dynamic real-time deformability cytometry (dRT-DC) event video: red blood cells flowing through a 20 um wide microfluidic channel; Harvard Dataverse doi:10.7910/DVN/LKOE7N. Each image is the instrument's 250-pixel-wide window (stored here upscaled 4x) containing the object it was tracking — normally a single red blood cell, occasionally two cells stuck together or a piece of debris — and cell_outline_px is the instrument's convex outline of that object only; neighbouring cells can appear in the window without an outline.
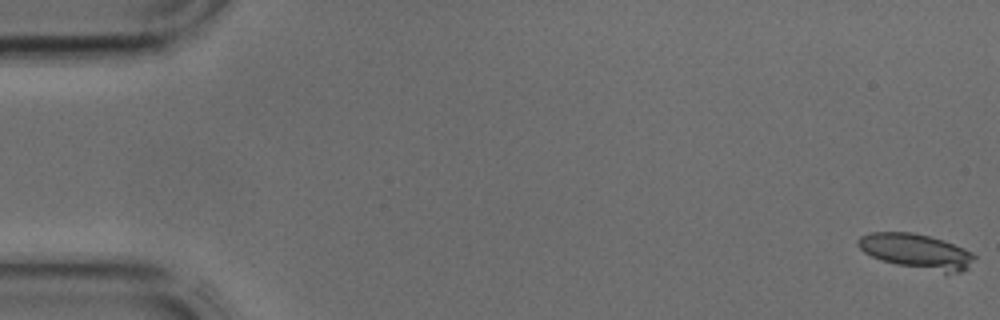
{"species": "common noctule bat (a hibernating species)", "species_latin": "Nyctalus noctula", "temperature_condition": "cold", "stored_images_in_passage": 11, "camera_frame_rate_fps": 3000, "um_per_image_px": 0.085, "animal": {"sex": "male", "body_mass_g": 17.9, "forearm_length_mm": 54.2}, "frame": {"image": 1, "passage_image": 1, "time_ms": 0.0, "image_size_px": [1000, 320], "cell_outline_px": [[976, 256], [968, 268], [960, 272], [944, 272], [896, 264], [880, 260], [864, 252], [856, 244], [856, 240], [860, 236], [872, 232], [912, 232], [928, 236], [964, 248], [972, 252]], "centroid_in_image_um": [77.86, 21.35], "position_along_channel_um": 7.1, "area_um2": 23.35}}
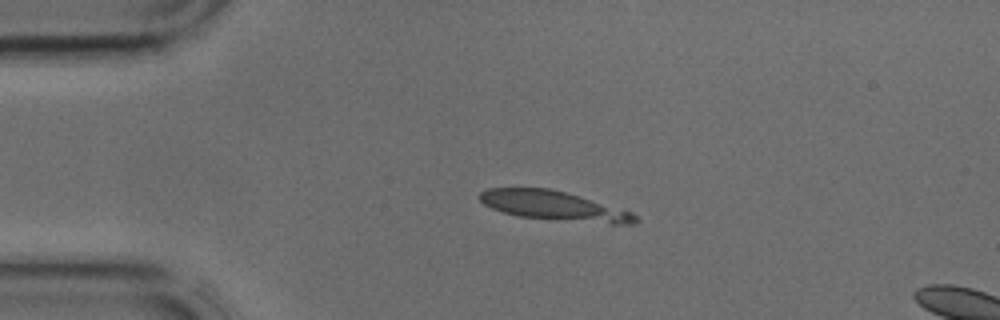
{"frame": {"image": 2, "passage_image": 10, "time_ms": 3.0, "image_size_px": [1000, 320], "cell_outline_px": [[640, 220], [636, 224], [608, 224], [520, 216], [504, 212], [492, 208], [484, 204], [476, 196], [480, 192], [488, 188], [548, 188], [580, 196], [632, 212]], "centroid_in_image_um": [47.1, 17.5], "position_along_channel_um": 37.9, "area_um2": 26.41}}